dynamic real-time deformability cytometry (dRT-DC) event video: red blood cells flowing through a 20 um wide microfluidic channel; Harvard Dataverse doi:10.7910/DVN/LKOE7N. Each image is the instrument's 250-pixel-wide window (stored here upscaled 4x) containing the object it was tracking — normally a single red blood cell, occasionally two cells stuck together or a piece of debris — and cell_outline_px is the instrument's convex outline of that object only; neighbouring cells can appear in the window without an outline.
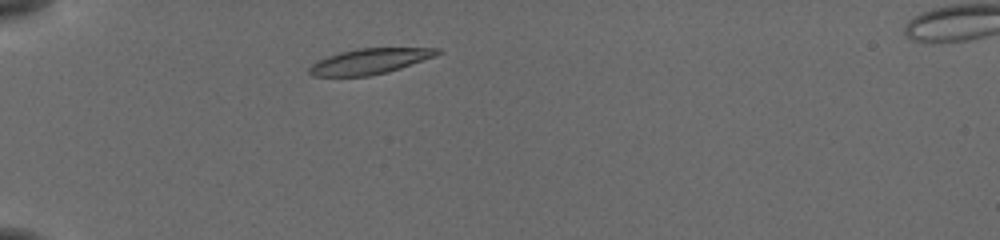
{"species": "common noctule bat (a hibernating species)", "species_latin": "Nyctalus noctula", "temperature_condition": "cold", "stored_images_in_passage": 6, "camera_frame_rate_fps": 3000, "um_per_image_px": 0.085, "animal": {"sex": "female", "body_mass_g": 19.5, "forearm_length_mm": 54.1}, "frame": {"image": 1, "passage_image": 1, "time_ms": 0.0, "image_size_px": [1000, 240], "cell_outline_px": [[444, 52], [436, 56], [388, 72], [368, 76], [312, 76], [308, 72], [308, 68], [312, 64], [328, 56], [340, 52], [360, 48], [440, 48]], "centroid_in_image_um": [31.46, 5.21], "position_along_channel_um": 53.5, "area_um2": 18.96}}
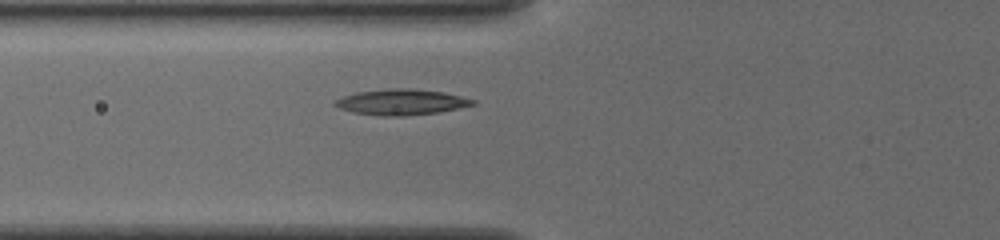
{"frame": {"image": 2, "passage_image": 3, "time_ms": 0.667, "image_size_px": [1000, 240], "cell_outline_px": [[476, 104], [436, 112], [400, 116], [380, 116], [352, 112], [340, 108], [332, 104], [336, 100], [344, 96], [356, 92], [392, 88], [412, 88], [444, 92], [476, 100]], "centroid_in_image_um": [34.09, 8.67], "position_along_channel_um": 91.7, "area_um2": 20.46}}
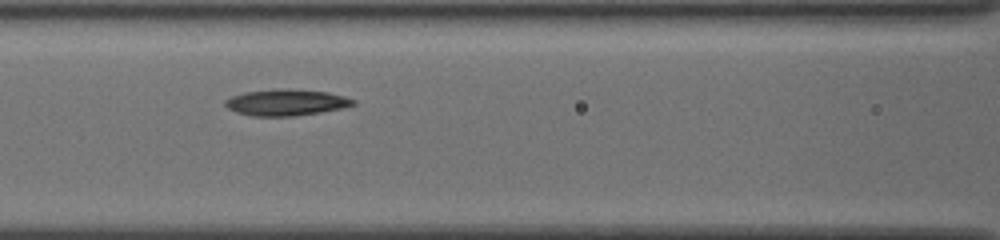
{"frame": {"image": 3, "passage_image": 5, "time_ms": 1.333, "image_size_px": [1000, 240], "cell_outline_px": [[356, 104], [344, 108], [296, 116], [252, 116], [236, 112], [228, 108], [224, 104], [224, 100], [232, 96], [244, 92], [272, 88], [288, 88], [328, 92], [344, 96], [356, 100]], "centroid_in_image_um": [24.33, 8.69], "position_along_channel_um": 142.3, "area_um2": 19.94}}